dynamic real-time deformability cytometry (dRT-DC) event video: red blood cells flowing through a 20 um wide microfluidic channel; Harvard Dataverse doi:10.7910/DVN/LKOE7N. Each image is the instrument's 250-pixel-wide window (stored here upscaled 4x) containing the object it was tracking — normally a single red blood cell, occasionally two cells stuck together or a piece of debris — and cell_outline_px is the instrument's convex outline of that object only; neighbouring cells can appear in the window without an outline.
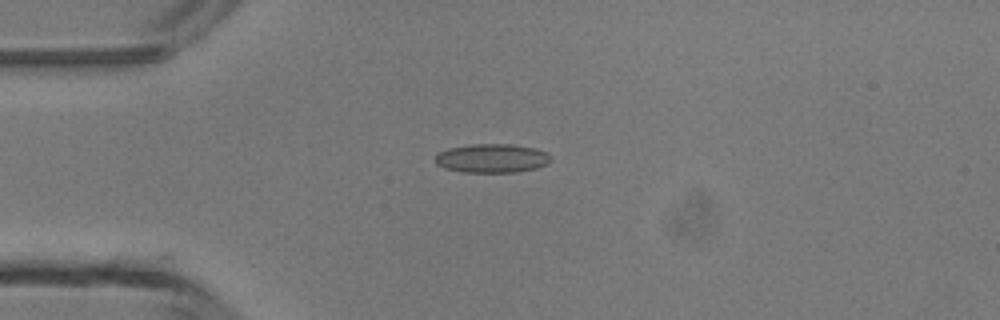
{"species": "common noctule bat (a hibernating species)", "species_latin": "Nyctalus noctula", "temperature_condition": "room temperature", "stored_images_in_passage": 3, "camera_frame_rate_fps": 3000, "um_per_image_px": 0.085, "animal": {"sex": "male", "body_mass_g": 13.3}, "frame": {"image": 1, "passage_image": 3, "time_ms": 2.333, "image_size_px": [1000, 320], "cell_outline_px": [[552, 160], [548, 164], [536, 168], [516, 172], [464, 172], [444, 168], [436, 164], [436, 156], [440, 152], [448, 148], [472, 144], [508, 144], [536, 148], [548, 152]], "centroid_in_image_um": [41.85, 13.45], "position_along_channel_um": 43.1, "area_um2": 19.48}}